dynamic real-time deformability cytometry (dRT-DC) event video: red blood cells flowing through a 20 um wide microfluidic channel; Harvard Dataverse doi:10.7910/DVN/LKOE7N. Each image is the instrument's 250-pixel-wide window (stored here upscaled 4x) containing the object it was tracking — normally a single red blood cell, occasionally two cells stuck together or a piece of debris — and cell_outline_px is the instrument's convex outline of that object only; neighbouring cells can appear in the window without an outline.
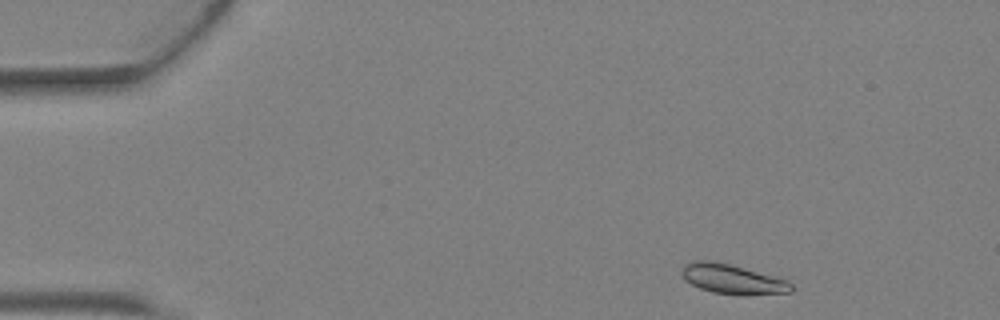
{"species": "Egyptian fruit bat (a non-hibernating species)", "species_latin": "Rousettus aegyptiacus", "temperature_condition": "warm", "stored_images_in_passage": 4, "camera_frame_rate_fps": 3000, "um_per_image_px": 0.085, "animal": {"sex": "female"}, "frame": {"image": 1, "passage_image": 1, "time_ms": 0.0, "image_size_px": [1000, 320], "cell_outline_px": [[792, 292], [748, 296], [736, 296], [712, 292], [700, 288], [684, 280], [680, 272], [684, 264], [692, 260], [708, 260], [728, 264], [744, 268], [788, 280], [792, 284]], "centroid_in_image_um": [62.25, 23.75], "position_along_channel_um": 22.8, "area_um2": 19.25}}
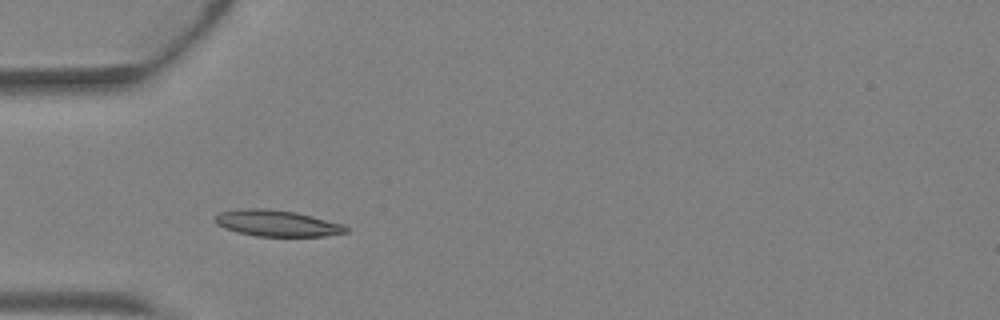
{"frame": {"image": 2, "passage_image": 3, "time_ms": 0.667, "image_size_px": [1000, 320], "cell_outline_px": [[348, 232], [324, 236], [256, 236], [236, 232], [224, 228], [216, 224], [212, 220], [212, 216], [220, 212], [248, 208], [268, 208], [296, 212], [344, 224], [348, 228]], "centroid_in_image_um": [23.5, 18.97], "position_along_channel_um": 61.5, "area_um2": 20.23}}
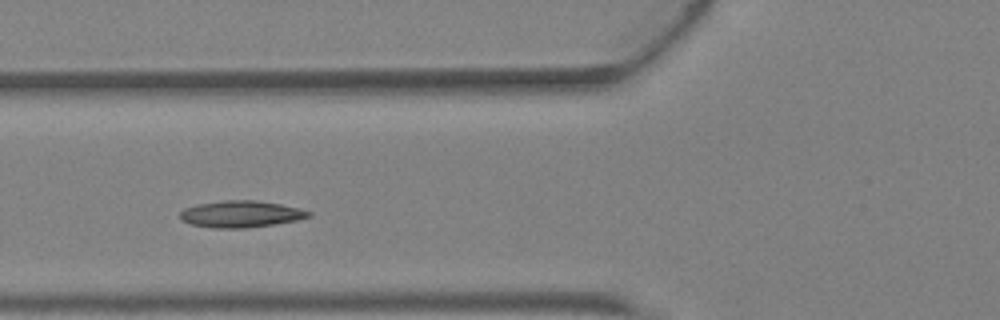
{"frame": {"image": 3, "passage_image": 4, "time_ms": 1.0, "image_size_px": [1000, 320], "cell_outline_px": [[312, 216], [296, 220], [276, 224], [248, 228], [212, 228], [192, 224], [184, 220], [180, 216], [180, 212], [184, 208], [196, 204], [224, 200], [256, 200], [280, 204], [300, 208], [312, 212]], "centroid_in_image_um": [20.51, 18.19], "position_along_channel_um": 105.3, "area_um2": 20.06}}